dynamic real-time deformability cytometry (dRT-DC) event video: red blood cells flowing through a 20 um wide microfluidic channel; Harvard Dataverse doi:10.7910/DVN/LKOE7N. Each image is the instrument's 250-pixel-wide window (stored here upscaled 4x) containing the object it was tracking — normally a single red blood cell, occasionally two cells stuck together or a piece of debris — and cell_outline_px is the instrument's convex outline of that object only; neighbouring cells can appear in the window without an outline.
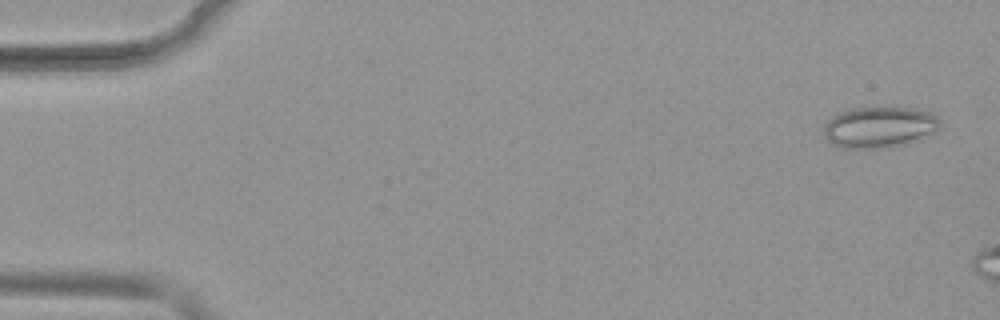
{"species": "common noctule bat (a hibernating species)", "species_latin": "Nyctalus noctula", "temperature_condition": "warm", "stored_images_in_passage": 6, "camera_frame_rate_fps": 3000, "um_per_image_px": 0.085, "animal": {"sex": "female", "body_mass_g": 19.9}, "frame": {"image": 1, "passage_image": 2, "time_ms": 0.333, "image_size_px": [1000, 320], "cell_outline_px": [[940, 128], [920, 140], [904, 144], [872, 148], [844, 148], [832, 144], [824, 136], [824, 128], [828, 120], [832, 116], [840, 112], [852, 108], [912, 108], [928, 112], [936, 116], [940, 120]], "centroid_in_image_um": [74.75, 10.81], "position_along_channel_um": 10.3, "area_um2": 27.57}}